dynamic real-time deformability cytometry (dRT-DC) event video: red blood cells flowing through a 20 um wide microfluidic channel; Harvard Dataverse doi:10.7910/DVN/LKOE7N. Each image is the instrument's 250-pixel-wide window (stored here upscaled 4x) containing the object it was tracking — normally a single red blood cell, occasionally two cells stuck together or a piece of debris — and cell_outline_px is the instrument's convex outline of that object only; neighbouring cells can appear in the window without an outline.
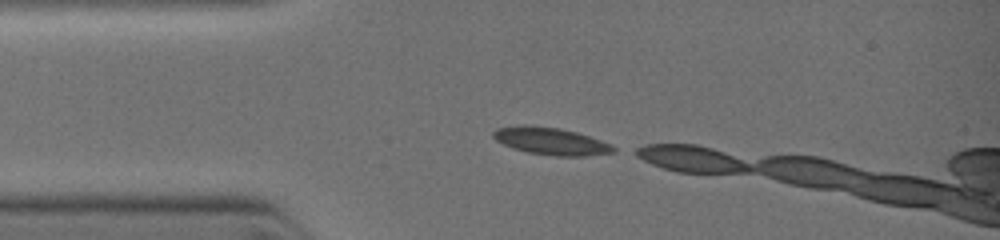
{"species": "common noctule bat (a hibernating species)", "species_latin": "Nyctalus noctula", "temperature_condition": "warm", "stored_images_in_passage": 3, "camera_frame_rate_fps": 3000, "um_per_image_px": 0.085, "animal": {"sex": "female", "body_mass_g": 19.0, "forearm_length_mm": 51.5}, "frame": {"image": 1, "passage_image": 1, "time_ms": 0.0, "image_size_px": [1000, 240], "cell_outline_px": [[616, 152], [584, 156], [556, 156], [528, 152], [504, 144], [496, 140], [492, 136], [492, 132], [496, 128], [524, 124], [560, 128], [576, 132], [588, 136], [608, 144], [616, 148]], "centroid_in_image_um": [46.79, 11.99], "position_along_channel_um": 38.2, "area_um2": 18.84}}